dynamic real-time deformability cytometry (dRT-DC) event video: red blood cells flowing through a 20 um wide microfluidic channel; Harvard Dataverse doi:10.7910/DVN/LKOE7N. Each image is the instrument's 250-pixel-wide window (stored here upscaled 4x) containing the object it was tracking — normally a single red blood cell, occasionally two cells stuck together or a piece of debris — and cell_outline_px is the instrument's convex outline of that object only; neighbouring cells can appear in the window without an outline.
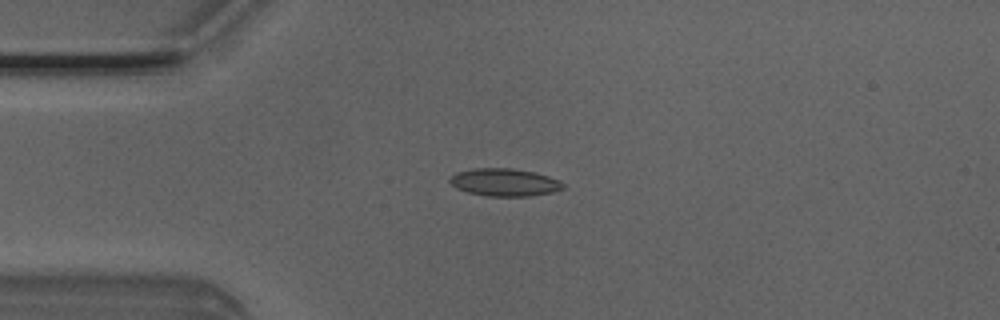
{"species": "Egyptian fruit bat (a non-hibernating species)", "species_latin": "Rousettus aegyptiacus", "temperature_condition": "room temperature", "stored_images_in_passage": 5, "camera_frame_rate_fps": 3000, "um_per_image_px": 0.085, "animal": {"sex": "male"}, "frame": {"image": 1, "passage_image": 2, "time_ms": 0.333, "image_size_px": [1000, 320], "cell_outline_px": [[564, 188], [552, 192], [532, 196], [488, 196], [468, 192], [456, 188], [448, 180], [456, 172], [472, 168], [512, 168], [536, 172], [560, 180], [564, 184]], "centroid_in_image_um": [42.9, 15.49], "position_along_channel_um": 42.1, "area_um2": 18.32}}